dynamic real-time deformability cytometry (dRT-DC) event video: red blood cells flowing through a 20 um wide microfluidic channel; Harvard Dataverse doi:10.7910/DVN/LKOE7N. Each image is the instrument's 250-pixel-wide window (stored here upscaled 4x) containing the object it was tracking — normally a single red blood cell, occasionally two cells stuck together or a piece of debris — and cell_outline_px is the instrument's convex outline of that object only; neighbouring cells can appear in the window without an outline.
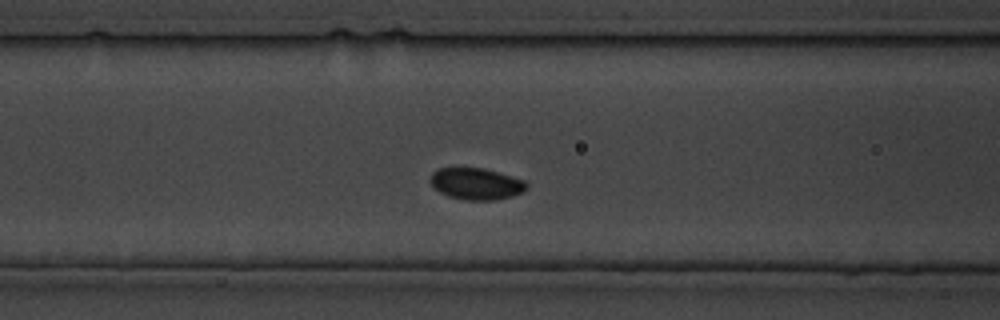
{"species": "common noctule bat (a hibernating species)", "species_latin": "Nyctalus noctula", "temperature_condition": "cold", "stored_images_in_passage": 26, "camera_frame_rate_fps": 3000, "um_per_image_px": 0.085, "animal": {"sex": "male", "body_mass_g": 19.5, "forearm_length_mm": 54.6}, "frame": {"image": 1, "passage_image": 6, "time_ms": 6.0, "image_size_px": [1000, 320], "cell_outline_px": [[528, 188], [524, 192], [512, 196], [496, 200], [464, 200], [448, 196], [440, 192], [432, 184], [432, 172], [436, 168], [484, 168], [524, 180], [528, 184]], "centroid_in_image_um": [40.52, 15.63], "position_along_channel_um": 126.1, "area_um2": 17.69}}
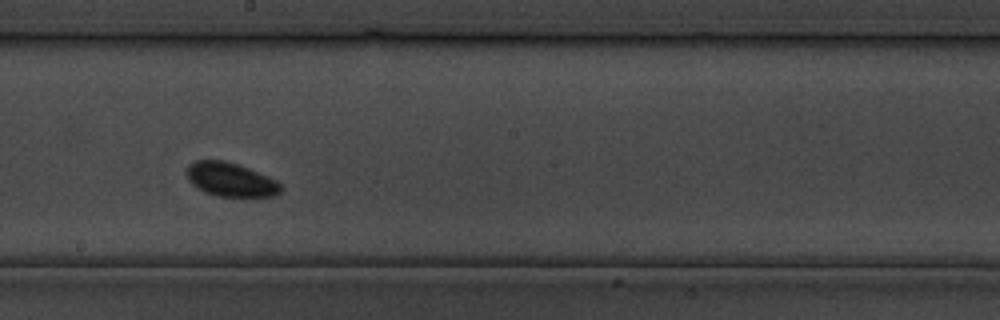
{"frame": {"image": 2, "passage_image": 11, "time_ms": 12.667, "image_size_px": [1000, 320], "cell_outline_px": [[284, 188], [276, 196], [216, 196], [204, 192], [192, 184], [188, 180], [184, 172], [188, 164], [196, 160], [224, 160], [248, 168], [276, 180]], "centroid_in_image_um": [19.56, 15.26], "position_along_channel_um": 228.6, "area_um2": 18.67}}
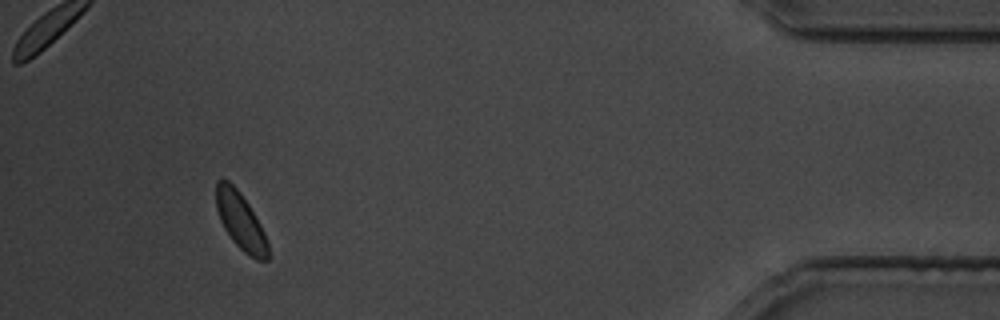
{"frame": {"image": 3, "passage_image": 24, "time_ms": 28.333, "image_size_px": [1000, 320], "cell_outline_px": [[268, 260], [256, 260], [244, 252], [232, 240], [224, 228], [220, 220], [216, 208], [216, 180], [228, 180], [240, 192], [248, 204], [260, 224], [268, 240]], "centroid_in_image_um": [20.45, 18.8], "position_along_channel_um": 414.8, "area_um2": 17.11}}